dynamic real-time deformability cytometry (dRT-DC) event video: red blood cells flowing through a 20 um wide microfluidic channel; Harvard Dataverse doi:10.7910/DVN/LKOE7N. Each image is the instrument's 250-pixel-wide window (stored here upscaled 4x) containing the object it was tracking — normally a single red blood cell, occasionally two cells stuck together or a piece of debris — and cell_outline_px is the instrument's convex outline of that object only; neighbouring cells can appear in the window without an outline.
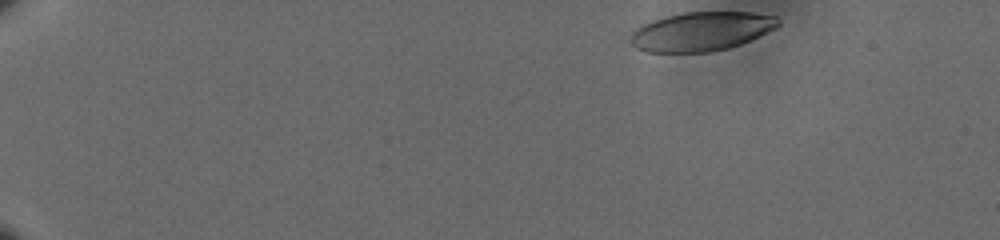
{"species": "human", "species_latin": "Homo sapiens", "temperature_condition": "cold", "stored_images_in_passage": 48, "camera_frame_rate_fps": 3000, "um_per_image_px": 0.085, "donor": {"sex": "male"}, "frame": {"image": 1, "passage_image": 1, "time_ms": 0.0, "image_size_px": [1000, 240], "cell_outline_px": [[780, 24], [776, 28], [740, 44], [728, 48], [708, 52], [648, 52], [636, 48], [628, 40], [632, 32], [636, 28], [652, 20], [664, 16], [684, 12], [752, 12], [776, 16], [780, 20]], "centroid_in_image_um": [59.59, 2.66], "position_along_channel_um": 25.4, "area_um2": 33.64}}
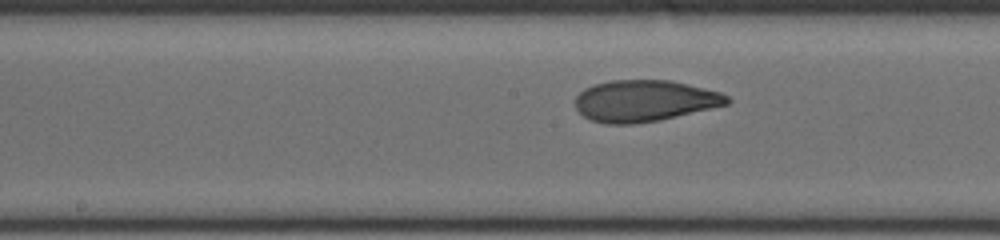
{"frame": {"image": 2, "passage_image": 26, "time_ms": 8.333, "image_size_px": [1000, 240], "cell_outline_px": [[732, 100], [728, 104], [660, 120], [632, 124], [608, 124], [592, 120], [584, 116], [576, 108], [576, 96], [584, 88], [596, 84], [612, 80], [672, 80], [720, 92], [728, 96]], "centroid_in_image_um": [54.79, 8.57], "position_along_channel_um": 193.4, "area_um2": 36.53}}
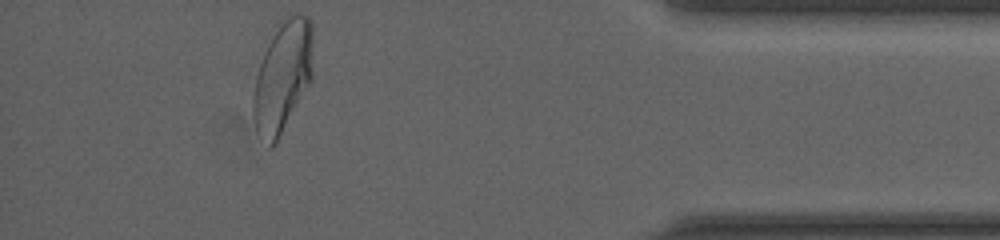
{"frame": {"image": 3, "passage_image": 47, "time_ms": 15.333, "image_size_px": [1000, 240], "cell_outline_px": [[312, 80], [276, 144], [272, 148], [268, 148], [256, 128], [252, 112], [252, 100], [256, 76], [260, 64], [268, 44], [288, 12], [296, 12], [308, 16], [312, 20]], "centroid_in_image_um": [24.05, 6.53], "position_along_channel_um": 411.2, "area_um2": 38.9}, "authors_computed_cell_mechanics": {"area_um2": 36.2406, "velocity_mm_per_s": 3.6103, "shape_relaxation_time_tau1_ms": 5.1787, "shape_relaxation_time_tau2_ms": 1.1577, "deformation_change_tau1": 0.1705, "deformation_change_tau2": 0.0652}}